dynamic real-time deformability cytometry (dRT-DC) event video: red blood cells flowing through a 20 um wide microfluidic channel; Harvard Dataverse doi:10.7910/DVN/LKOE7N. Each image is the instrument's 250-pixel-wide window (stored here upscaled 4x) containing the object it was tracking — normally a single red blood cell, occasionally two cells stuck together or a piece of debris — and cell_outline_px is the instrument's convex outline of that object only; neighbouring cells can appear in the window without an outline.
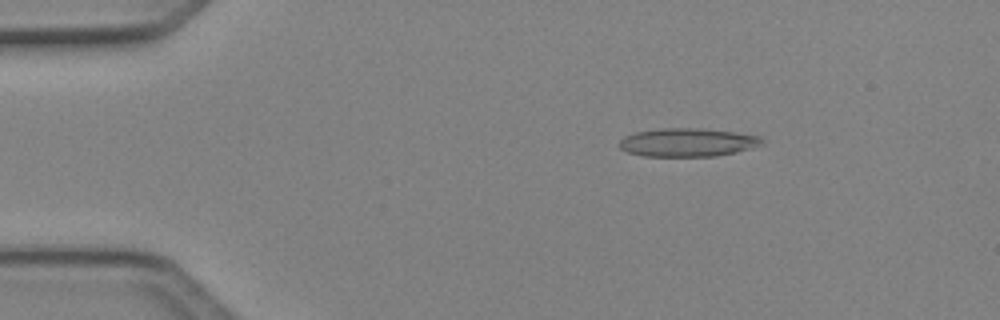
{"species": "Egyptian fruit bat (a non-hibernating species)", "species_latin": "Rousettus aegyptiacus", "temperature_condition": "cold", "stored_images_in_passage": 4, "camera_frame_rate_fps": 3000, "um_per_image_px": 0.085, "animal": {"sex": "female"}, "frame": {"image": 1, "passage_image": 2, "time_ms": 0.333, "image_size_px": [1000, 320], "cell_outline_px": [[764, 144], [736, 152], [716, 156], [644, 156], [628, 152], [620, 148], [620, 140], [624, 136], [636, 132], [660, 128], [700, 128], [736, 132], [760, 136], [764, 140]], "centroid_in_image_um": [58.47, 12.1], "position_along_channel_um": 26.5, "area_um2": 23.64}}
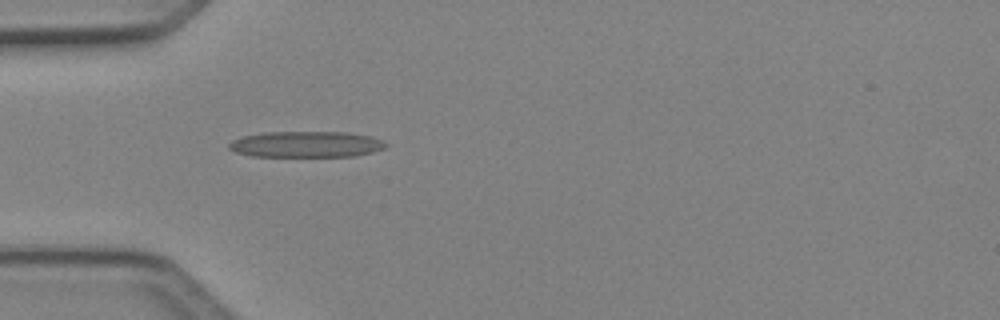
{"frame": {"image": 2, "passage_image": 4, "time_ms": 1.0, "image_size_px": [1000, 320], "cell_outline_px": [[388, 144], [384, 148], [372, 152], [356, 156], [252, 156], [236, 152], [228, 148], [228, 144], [232, 140], [244, 136], [264, 132], [348, 132], [372, 136], [384, 140]], "centroid_in_image_um": [26.06, 12.26], "position_along_channel_um": 58.9, "area_um2": 23.87}}